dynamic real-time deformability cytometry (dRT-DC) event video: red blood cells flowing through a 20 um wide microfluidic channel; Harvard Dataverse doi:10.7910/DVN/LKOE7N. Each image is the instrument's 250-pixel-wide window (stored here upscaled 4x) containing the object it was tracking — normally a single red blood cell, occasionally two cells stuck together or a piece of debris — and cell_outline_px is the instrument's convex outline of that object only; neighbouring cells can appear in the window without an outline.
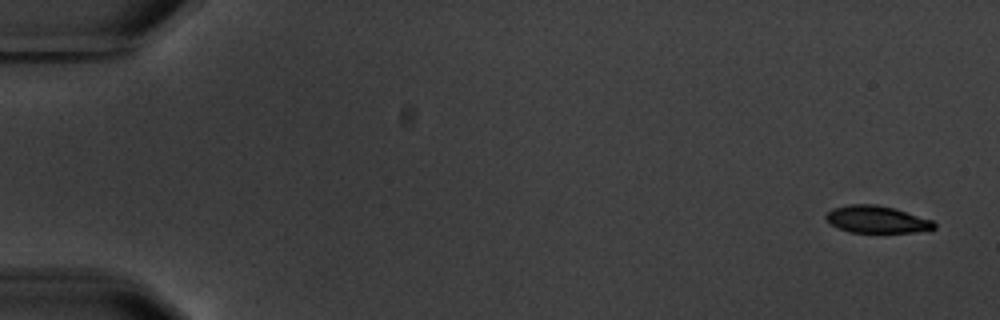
{"species": "common noctule bat (a hibernating species)", "species_latin": "Nyctalus noctula", "temperature_condition": "warm", "stored_images_in_passage": 7, "camera_frame_rate_fps": 3000, "um_per_image_px": 0.085, "animal": {"sex": "male", "body_mass_g": 20.1, "forearm_length_mm": 53.5}, "frame": {"image": 1, "passage_image": 1, "time_ms": 0.0, "image_size_px": [1000, 320], "cell_outline_px": [[936, 228], [912, 232], [852, 232], [840, 228], [832, 224], [824, 216], [832, 208], [848, 204], [876, 204], [896, 208], [932, 220], [936, 224]], "centroid_in_image_um": [74.53, 18.63], "position_along_channel_um": 10.5, "area_um2": 16.99}}
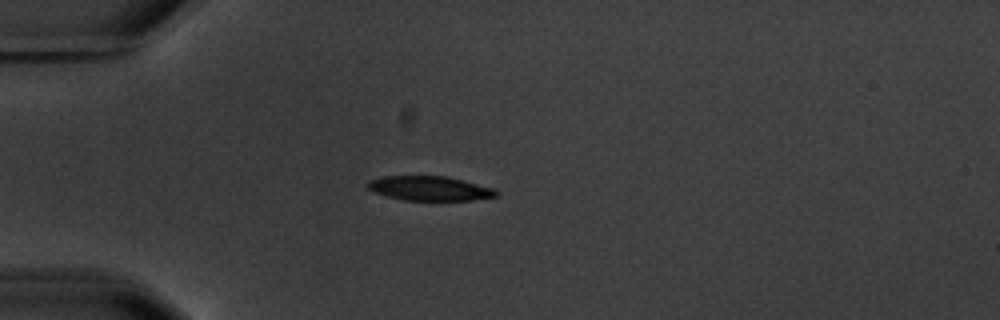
{"frame": {"image": 2, "passage_image": 5, "time_ms": 4.667, "image_size_px": [1000, 320], "cell_outline_px": [[496, 196], [472, 200], [404, 200], [372, 192], [368, 188], [368, 180], [384, 176], [448, 176], [492, 188], [496, 192]], "centroid_in_image_um": [36.47, 16.01], "position_along_channel_um": 48.5, "area_um2": 18.09}}
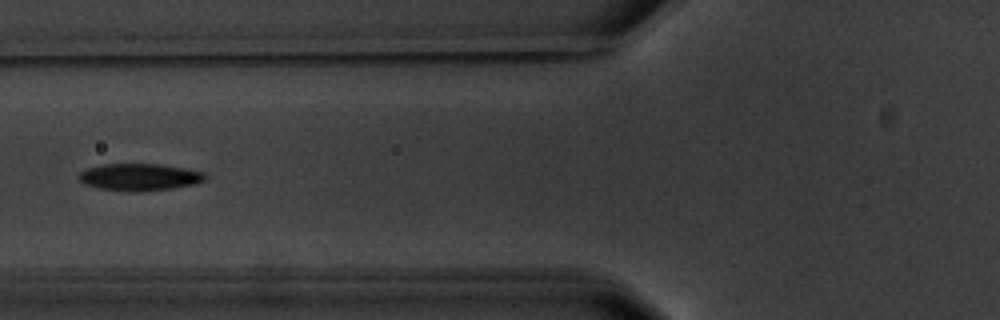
{"frame": {"image": 3, "passage_image": 7, "time_ms": 7.0, "image_size_px": [1000, 320], "cell_outline_px": [[208, 176], [204, 180], [196, 184], [172, 188], [100, 188], [84, 184], [76, 176], [80, 172], [88, 168], [104, 164], [156, 164], [184, 168], [204, 172]], "centroid_in_image_um": [11.88, 14.99], "position_along_channel_um": 113.9, "area_um2": 18.79}}